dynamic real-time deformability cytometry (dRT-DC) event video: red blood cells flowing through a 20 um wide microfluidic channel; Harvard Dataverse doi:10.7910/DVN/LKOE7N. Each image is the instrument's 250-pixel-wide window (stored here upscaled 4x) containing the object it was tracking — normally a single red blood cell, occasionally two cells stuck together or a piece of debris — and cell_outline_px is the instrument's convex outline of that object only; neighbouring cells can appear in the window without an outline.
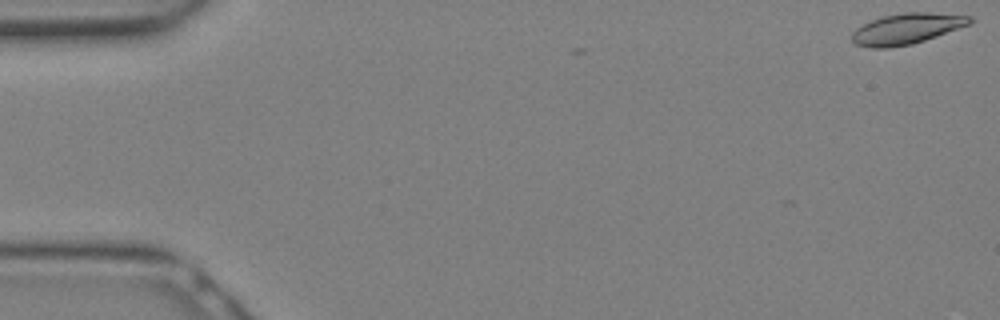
{"species": "Egyptian fruit bat (a non-hibernating species)", "species_latin": "Rousettus aegyptiacus", "temperature_condition": "warm", "stored_images_in_passage": 29, "camera_frame_rate_fps": 3000, "um_per_image_px": 0.085, "animal": {"sex": "female"}, "frame": {"image": 1, "passage_image": 1, "time_ms": 0.0, "image_size_px": [1000, 320], "cell_outline_px": [[972, 24], [912, 44], [888, 48], [872, 48], [856, 44], [852, 40], [852, 32], [856, 28], [872, 20], [884, 16], [904, 12], [932, 12], [972, 16]], "centroid_in_image_um": [77.09, 2.43], "position_along_channel_um": 7.9, "area_um2": 21.1}}
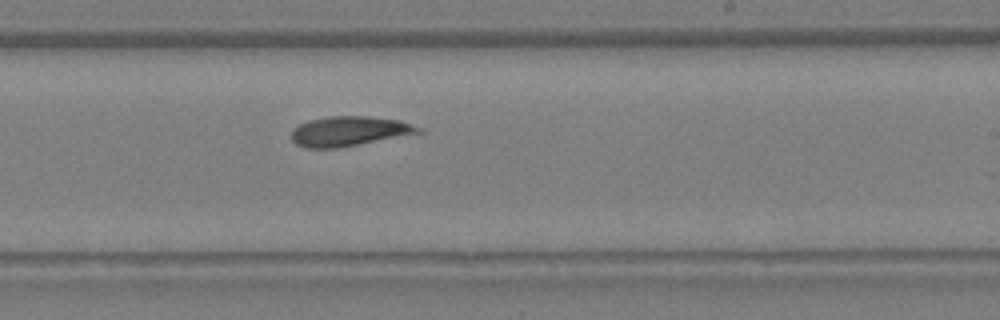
{"frame": {"image": 2, "passage_image": 18, "time_ms": 5.667, "image_size_px": [1000, 320], "cell_outline_px": [[424, 132], [340, 148], [308, 148], [296, 144], [292, 140], [292, 128], [308, 120], [328, 116], [368, 116], [400, 120], [424, 128]], "centroid_in_image_um": [29.71, 11.15], "position_along_channel_um": 259.3, "area_um2": 22.25}}
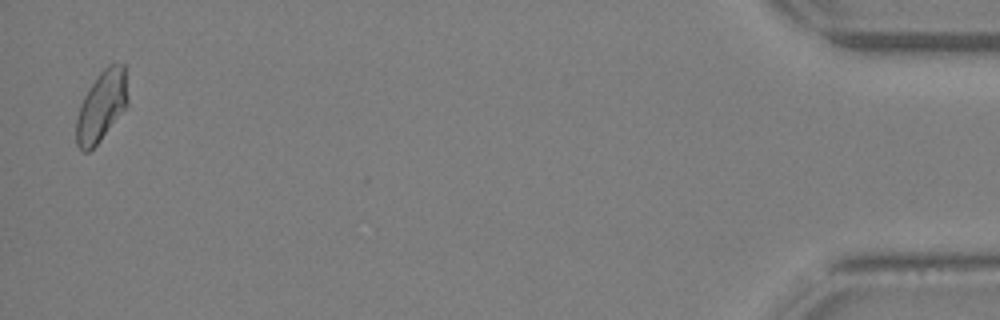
{"frame": {"image": 3, "passage_image": 29, "time_ms": 9.333, "image_size_px": [1000, 320], "cell_outline_px": [[128, 104], [100, 140], [88, 152], [84, 152], [76, 144], [76, 120], [80, 104], [84, 96], [100, 72], [108, 64], [124, 64], [128, 96]], "centroid_in_image_um": [8.62, 9.02], "position_along_channel_um": 426.6, "area_um2": 20.81}}